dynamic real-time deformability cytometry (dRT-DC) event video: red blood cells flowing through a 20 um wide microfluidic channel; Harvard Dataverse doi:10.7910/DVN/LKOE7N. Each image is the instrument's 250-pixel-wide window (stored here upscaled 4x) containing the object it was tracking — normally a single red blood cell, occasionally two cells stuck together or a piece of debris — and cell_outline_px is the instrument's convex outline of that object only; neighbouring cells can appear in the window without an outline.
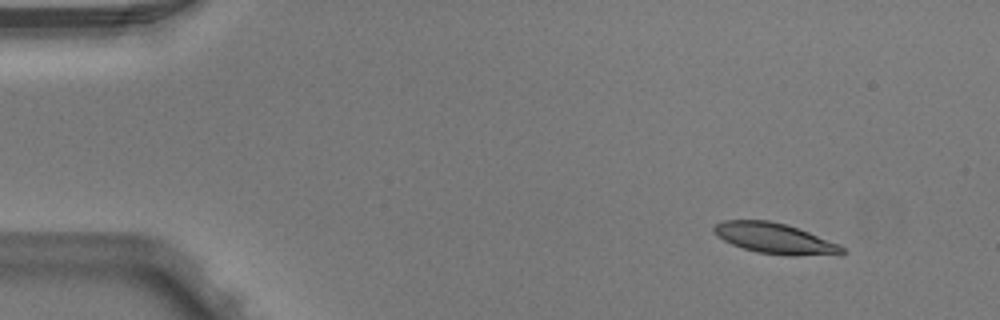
{"species": "Egyptian fruit bat (a non-hibernating species)", "species_latin": "Rousettus aegyptiacus", "temperature_condition": "warm", "stored_images_in_passage": 7, "camera_frame_rate_fps": 3000, "um_per_image_px": 0.085, "animal": {"sex": "male"}, "frame": {"image": 1, "passage_image": 1, "time_ms": 0.0, "image_size_px": [1000, 320], "cell_outline_px": [[848, 252], [840, 256], [788, 256], [756, 252], [732, 244], [724, 240], [712, 228], [716, 224], [724, 220], [768, 220], [784, 224], [808, 232], [840, 244]], "centroid_in_image_um": [65.98, 20.3], "position_along_channel_um": 19.0, "area_um2": 23.0}}
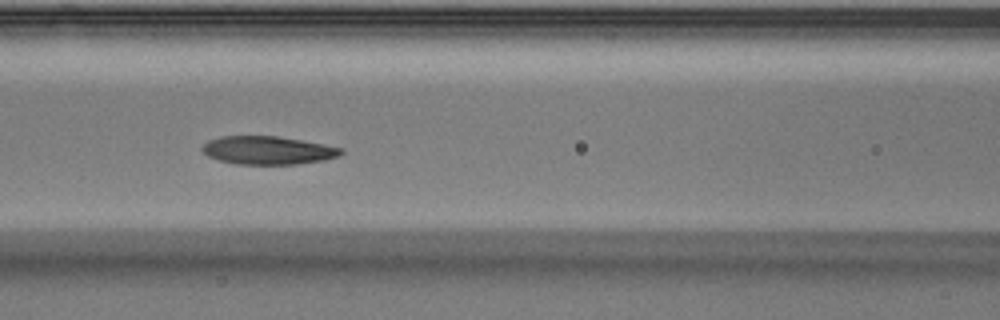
{"frame": {"image": 2, "passage_image": 6, "time_ms": 1.667, "image_size_px": [1000, 320], "cell_outline_px": [[344, 152], [336, 156], [324, 160], [296, 164], [236, 164], [220, 160], [208, 156], [200, 148], [208, 140], [220, 136], [276, 136], [300, 140], [344, 148]], "centroid_in_image_um": [22.75, 12.77], "position_along_channel_um": 143.9, "area_um2": 22.66}}
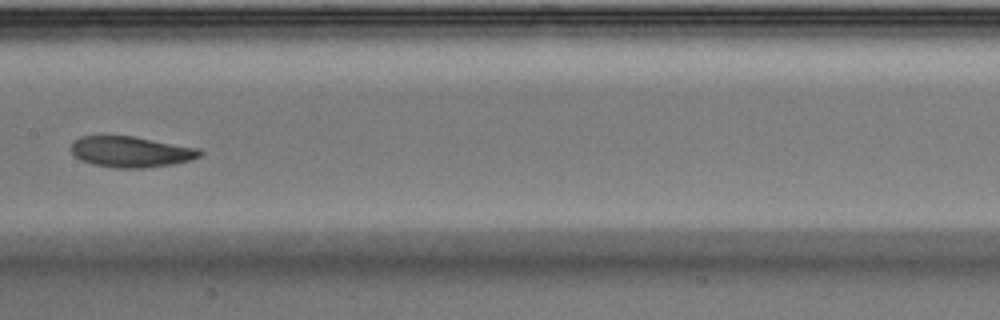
{"frame": {"image": 3, "passage_image": 7, "time_ms": 2.0, "image_size_px": [1000, 320], "cell_outline_px": [[204, 152], [200, 156], [192, 160], [172, 164], [144, 168], [112, 168], [92, 164], [80, 160], [72, 152], [72, 144], [80, 136], [132, 136], [200, 148]], "centroid_in_image_um": [11.17, 12.91], "position_along_channel_um": 196.2, "area_um2": 23.18}}